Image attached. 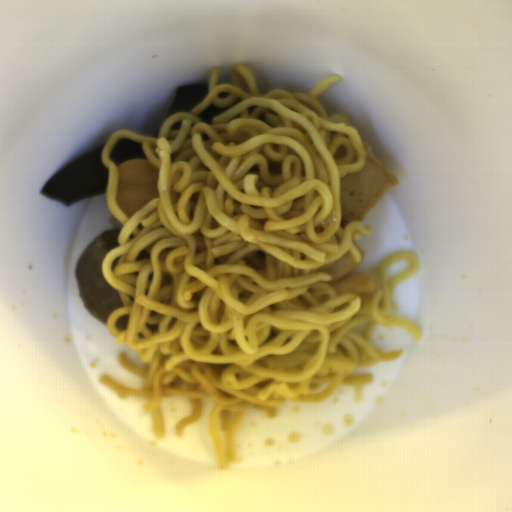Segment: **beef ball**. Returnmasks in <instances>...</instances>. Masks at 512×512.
Here are the masks:
<instances>
[{"mask_svg": "<svg viewBox=\"0 0 512 512\" xmlns=\"http://www.w3.org/2000/svg\"><path fill=\"white\" fill-rule=\"evenodd\" d=\"M143 260H149V255L144 250L138 253L135 261H143Z\"/></svg>", "mask_w": 512, "mask_h": 512, "instance_id": "beef-ball-3", "label": "beef ball"}, {"mask_svg": "<svg viewBox=\"0 0 512 512\" xmlns=\"http://www.w3.org/2000/svg\"><path fill=\"white\" fill-rule=\"evenodd\" d=\"M130 319H131V313H127L125 315H122L118 319H116L115 322V328L117 331H126L129 328L130 325Z\"/></svg>", "mask_w": 512, "mask_h": 512, "instance_id": "beef-ball-2", "label": "beef ball"}, {"mask_svg": "<svg viewBox=\"0 0 512 512\" xmlns=\"http://www.w3.org/2000/svg\"><path fill=\"white\" fill-rule=\"evenodd\" d=\"M122 228L109 229L95 237L81 252L74 268L76 285L85 309L106 326L108 316L125 305L119 291L104 275L102 261L118 246Z\"/></svg>", "mask_w": 512, "mask_h": 512, "instance_id": "beef-ball-1", "label": "beef ball"}]
</instances>
